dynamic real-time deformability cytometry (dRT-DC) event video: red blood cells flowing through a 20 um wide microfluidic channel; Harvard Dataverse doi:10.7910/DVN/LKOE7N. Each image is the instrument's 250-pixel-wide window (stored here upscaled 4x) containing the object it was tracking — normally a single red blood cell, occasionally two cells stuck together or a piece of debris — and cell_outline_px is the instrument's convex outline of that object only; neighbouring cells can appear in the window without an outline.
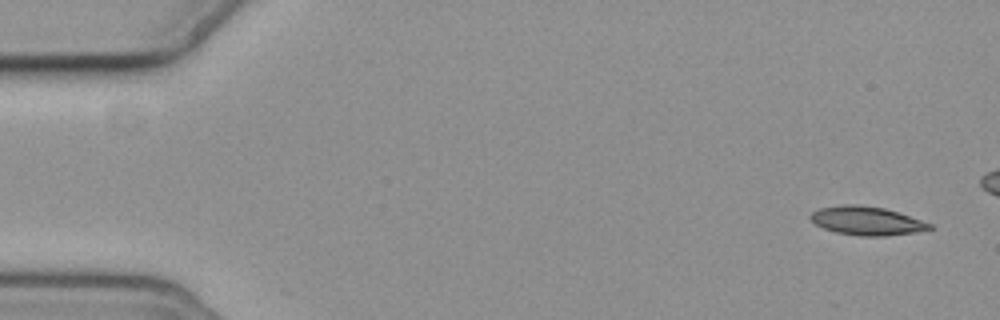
{"species": "common noctule bat (a hibernating species)", "species_latin": "Nyctalus noctula", "temperature_condition": "cold", "stored_images_in_passage": 6, "camera_frame_rate_fps": 3000, "um_per_image_px": 0.085, "animal": {"sex": "female", "body_mass_g": 19.3, "forearm_length_mm": 54.1}, "frame": {"image": 1, "passage_image": 1, "time_ms": 0.0, "image_size_px": [1000, 320], "cell_outline_px": [[932, 228], [916, 232], [884, 236], [860, 236], [836, 232], [824, 228], [816, 224], [808, 216], [812, 212], [820, 208], [844, 204], [856, 204], [884, 208], [932, 224]], "centroid_in_image_um": [73.63, 18.77], "position_along_channel_um": 11.4, "area_um2": 19.59}}